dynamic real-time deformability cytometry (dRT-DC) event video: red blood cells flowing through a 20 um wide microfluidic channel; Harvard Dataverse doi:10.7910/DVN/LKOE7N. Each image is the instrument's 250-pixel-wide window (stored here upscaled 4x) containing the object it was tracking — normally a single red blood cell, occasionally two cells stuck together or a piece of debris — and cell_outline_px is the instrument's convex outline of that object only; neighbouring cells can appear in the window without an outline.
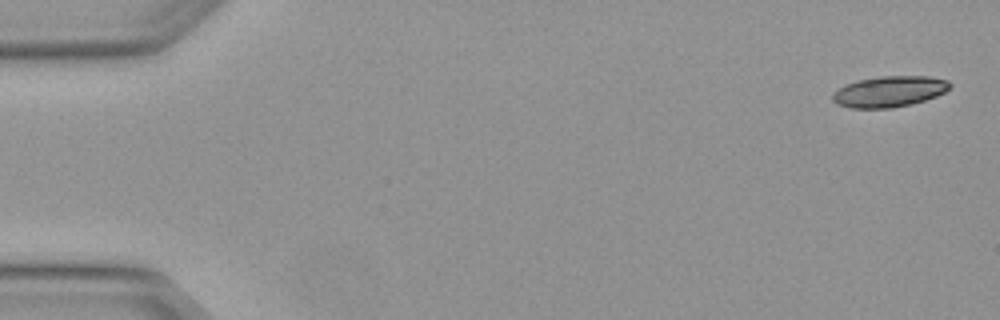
{"species": "Egyptian fruit bat (a non-hibernating species)", "species_latin": "Rousettus aegyptiacus", "temperature_condition": "warm", "stored_images_in_passage": 6, "camera_frame_rate_fps": 3000, "um_per_image_px": 0.085, "animal": {"sex": "female"}, "frame": {"image": 1, "passage_image": 1, "time_ms": 0.0, "image_size_px": [1000, 320], "cell_outline_px": [[952, 84], [944, 92], [936, 96], [912, 104], [892, 108], [852, 108], [836, 104], [832, 100], [832, 92], [848, 84], [860, 80], [880, 76], [928, 76], [948, 80]], "centroid_in_image_um": [75.59, 7.78], "position_along_channel_um": 9.4, "area_um2": 21.04}}
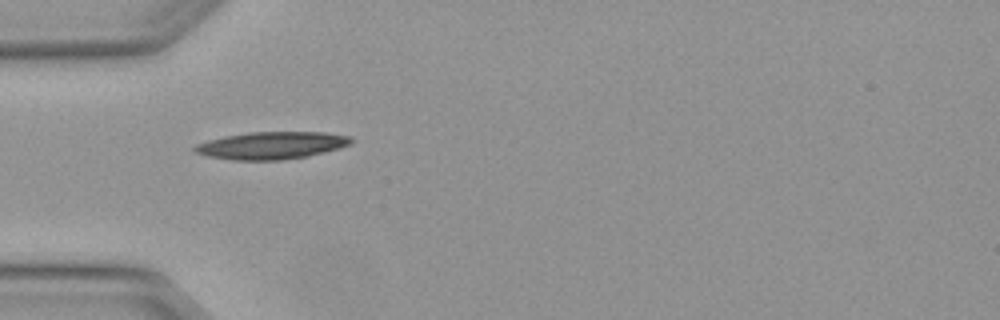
{"frame": {"image": 2, "passage_image": 5, "time_ms": 1.333, "image_size_px": [1000, 320], "cell_outline_px": [[352, 144], [340, 148], [308, 156], [280, 160], [232, 160], [208, 156], [196, 152], [192, 148], [196, 144], [208, 140], [224, 136], [248, 132], [324, 132], [352, 136]], "centroid_in_image_um": [23.1, 12.35], "position_along_channel_um": 61.9, "area_um2": 25.03}}